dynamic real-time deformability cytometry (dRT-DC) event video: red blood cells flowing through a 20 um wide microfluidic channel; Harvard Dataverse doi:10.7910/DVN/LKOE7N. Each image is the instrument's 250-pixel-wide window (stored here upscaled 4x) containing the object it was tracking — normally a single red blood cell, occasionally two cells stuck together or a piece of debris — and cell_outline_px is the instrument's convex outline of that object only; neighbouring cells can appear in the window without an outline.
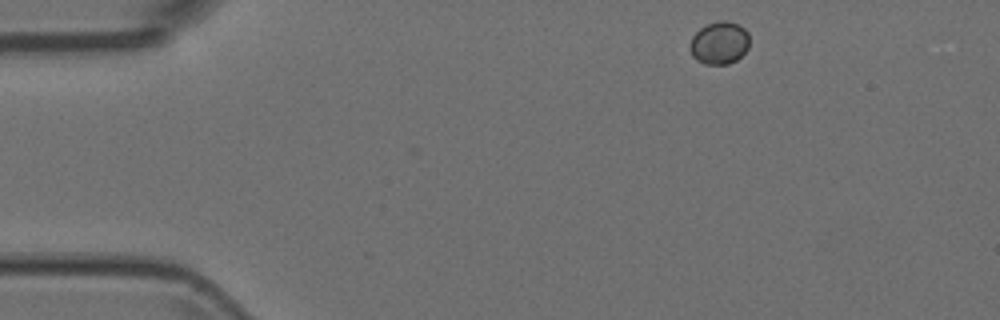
{"species": "Egyptian fruit bat (a non-hibernating species)", "species_latin": "Rousettus aegyptiacus", "temperature_condition": "room temperature", "stored_images_in_passage": 5, "camera_frame_rate_fps": 3000, "um_per_image_px": 0.085, "animal": {"sex": "female"}, "frame": {"image": 1, "passage_image": 1, "time_ms": 0.0, "image_size_px": [1000, 320], "cell_outline_px": [[748, 48], [736, 60], [728, 64], [704, 64], [696, 60], [692, 56], [688, 48], [692, 36], [700, 28], [708, 24], [720, 20], [724, 20], [736, 24], [744, 28], [748, 32]], "centroid_in_image_um": [61.11, 3.66], "position_along_channel_um": 23.9, "area_um2": 14.8}}
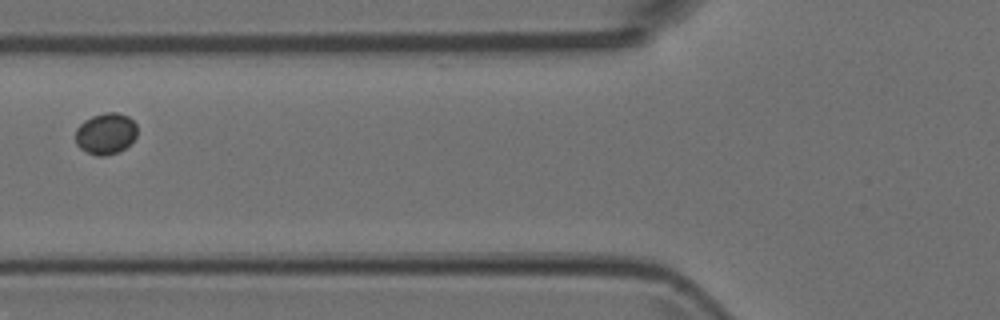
{"frame": {"image": 2, "passage_image": 5, "time_ms": 1.333, "image_size_px": [1000, 320], "cell_outline_px": [[136, 136], [124, 148], [116, 152], [104, 156], [96, 156], [80, 148], [76, 144], [76, 128], [84, 120], [92, 116], [104, 112], [116, 112], [128, 116], [136, 124]], "centroid_in_image_um": [8.97, 11.34], "position_along_channel_um": 116.8, "area_um2": 14.74}}